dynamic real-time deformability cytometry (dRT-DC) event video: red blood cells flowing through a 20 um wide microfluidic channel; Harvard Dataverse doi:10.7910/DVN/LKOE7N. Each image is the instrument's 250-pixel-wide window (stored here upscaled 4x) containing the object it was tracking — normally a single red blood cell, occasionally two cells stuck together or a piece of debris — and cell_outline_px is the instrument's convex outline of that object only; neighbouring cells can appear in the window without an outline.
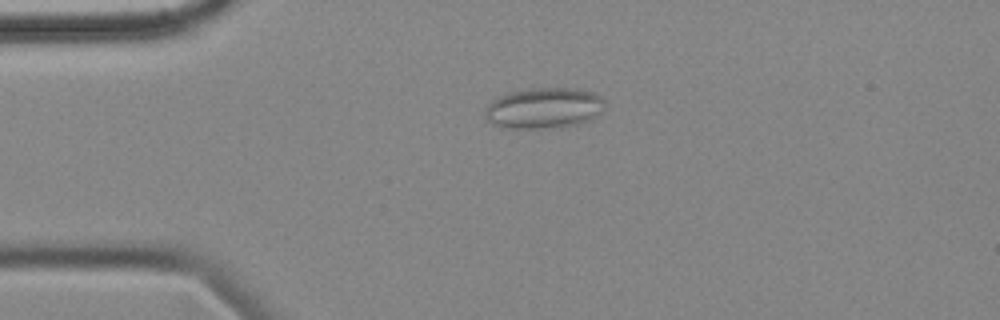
{"species": "common noctule bat (a hibernating species)", "species_latin": "Nyctalus noctula", "temperature_condition": "cold", "stored_images_in_passage": 56, "camera_frame_rate_fps": 3000, "um_per_image_px": 0.085, "animal": {"sex": "female", "body_mass_g": 18.4}, "frame": {"image": 1, "passage_image": 13, "time_ms": 4.0, "image_size_px": [1000, 320], "cell_outline_px": [[604, 112], [580, 124], [560, 128], [512, 128], [496, 124], [488, 120], [484, 116], [484, 108], [492, 100], [500, 96], [512, 92], [532, 88], [576, 88], [592, 92], [600, 96], [604, 100]], "centroid_in_image_um": [46.27, 9.19], "position_along_channel_um": 38.7, "area_um2": 28.61}}
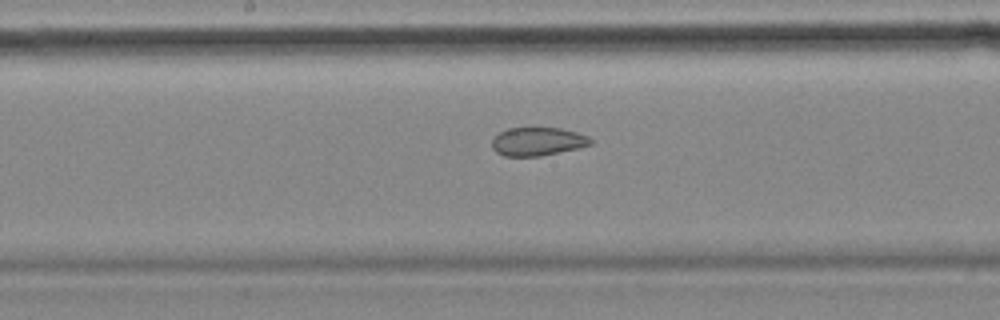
{"frame": {"image": 2, "passage_image": 29, "time_ms": 9.333, "image_size_px": [1000, 320], "cell_outline_px": [[592, 144], [576, 148], [540, 156], [504, 156], [496, 152], [492, 148], [492, 140], [500, 132], [508, 128], [560, 128], [576, 132], [588, 136], [592, 140]], "centroid_in_image_um": [45.68, 12.03], "position_along_channel_um": 202.5, "area_um2": 16.13}}
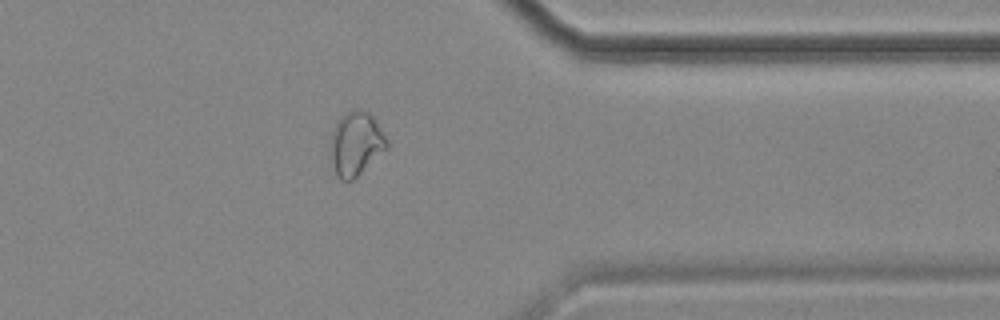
{"frame": {"image": 3, "passage_image": 45, "time_ms": 14.667, "image_size_px": [1000, 320], "cell_outline_px": [[388, 148], [352, 180], [340, 180], [336, 176], [332, 164], [328, 144], [332, 132], [336, 124], [344, 112], [360, 108], [368, 112], [372, 116], [388, 140]], "centroid_in_image_um": [30.22, 12.21], "position_along_channel_um": 381.2, "area_um2": 21.1}, "authors_computed_cell_mechanics": {"area_um2": 22.4842, "velocity_mm_per_s": 3.5441, "shape_relaxation_time_tau1_ms": null, "shape_relaxation_time_tau2_ms": 2.04, "deformation_change_tau1": null, "deformation_change_tau2": 0.0816}}